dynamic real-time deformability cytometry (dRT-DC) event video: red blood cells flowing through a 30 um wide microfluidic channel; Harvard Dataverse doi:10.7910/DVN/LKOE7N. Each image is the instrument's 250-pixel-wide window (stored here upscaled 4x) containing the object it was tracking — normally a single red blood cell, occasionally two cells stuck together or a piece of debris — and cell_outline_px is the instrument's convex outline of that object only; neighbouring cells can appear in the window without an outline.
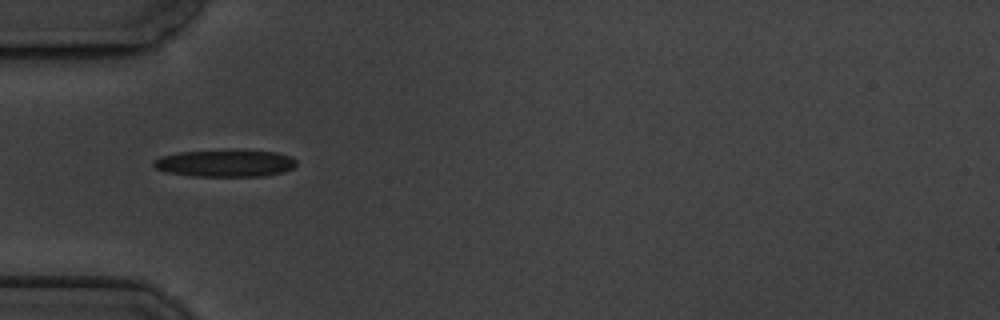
{"species": "common noctule bat (a hibernating species)", "species_latin": "Nyctalus noctula", "temperature_condition": "cold", "stored_images_in_passage": 11, "camera_frame_rate_fps": 3000, "um_per_image_px": 0.085, "animal": {"sex": "male", "body_mass_g": 19.5, "forearm_length_mm": 54.6}, "frame": {"image": 1, "passage_image": 4, "time_ms": 4.0, "image_size_px": [1000, 320], "cell_outline_px": [[296, 164], [292, 168], [284, 172], [264, 176], [188, 176], [164, 172], [156, 168], [152, 164], [152, 160], [160, 156], [180, 152], [276, 152], [292, 156], [296, 160]], "centroid_in_image_um": [19.1, 13.91], "position_along_channel_um": 65.9, "area_um2": 22.02}}
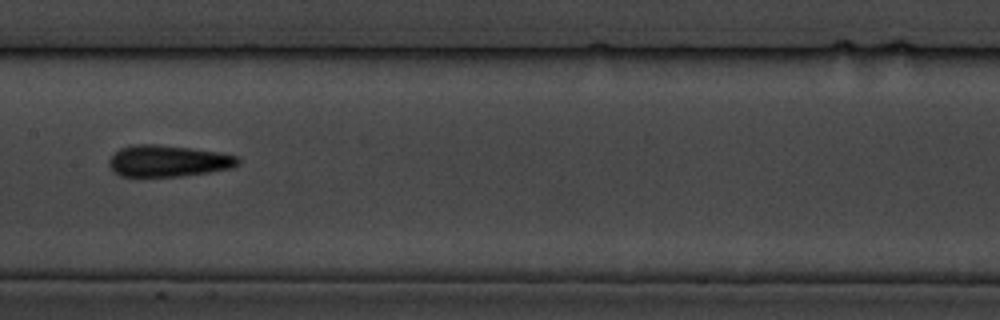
{"frame": {"image": 2, "passage_image": 7, "time_ms": 7.667, "image_size_px": [1000, 320], "cell_outline_px": [[240, 164], [232, 168], [208, 172], [180, 176], [120, 176], [112, 172], [108, 164], [108, 160], [120, 148], [136, 144], [156, 144], [220, 152], [236, 156], [240, 160]], "centroid_in_image_um": [14.27, 13.68], "position_along_channel_um": 193.1, "area_um2": 23.64}}
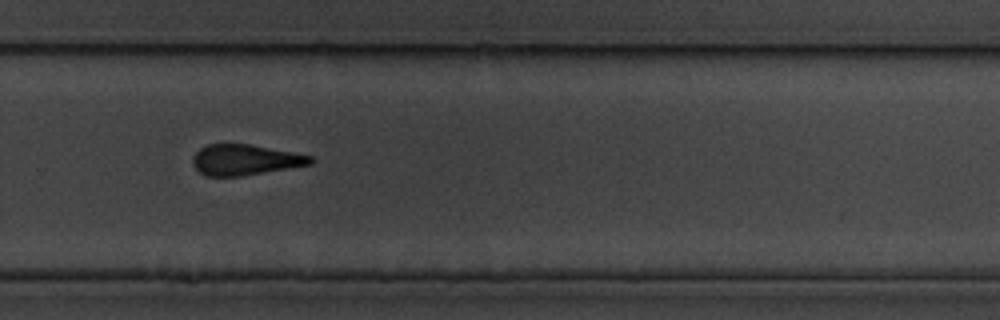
{"frame": {"image": 3, "passage_image": 10, "time_ms": 11.0, "image_size_px": [1000, 320], "cell_outline_px": [[316, 160], [312, 164], [240, 176], [208, 176], [200, 172], [192, 164], [192, 156], [200, 148], [208, 144], [248, 144], [292, 152], [312, 156]], "centroid_in_image_um": [20.82, 13.58], "position_along_channel_um": 309.0, "area_um2": 20.87}}